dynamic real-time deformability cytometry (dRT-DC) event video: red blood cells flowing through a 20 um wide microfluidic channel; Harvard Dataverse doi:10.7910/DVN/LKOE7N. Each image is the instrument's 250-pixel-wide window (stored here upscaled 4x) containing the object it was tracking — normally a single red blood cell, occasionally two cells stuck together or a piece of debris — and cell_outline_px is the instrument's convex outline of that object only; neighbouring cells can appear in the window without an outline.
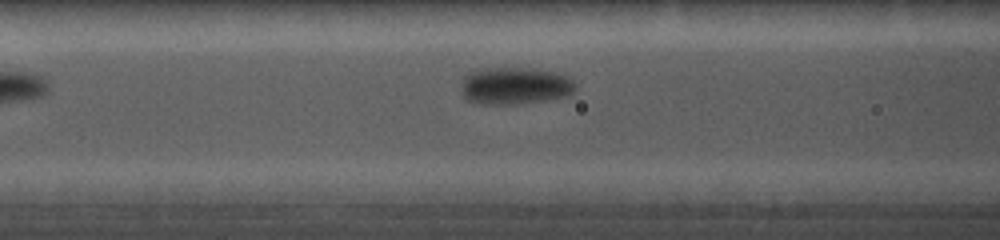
{"species": "common noctule bat (a hibernating species)", "species_latin": "Nyctalus noctula", "temperature_condition": "cold", "stored_images_in_passage": 16, "camera_frame_rate_fps": 5000, "um_per_image_px": 0.085, "animal": {"sex": "female", "body_mass_g": 19.0, "forearm_length_mm": 56.7}, "frame": {"image": 1, "passage_image": 3, "time_ms": 1.2, "image_size_px": [1000, 240], "cell_outline_px": [[576, 88], [572, 92], [564, 96], [540, 100], [508, 104], [488, 104], [468, 100], [464, 96], [464, 76], [468, 72], [480, 68], [504, 64], [536, 68], [564, 72], [576, 84]], "centroid_in_image_um": [43.81, 7.19], "position_along_channel_um": 122.8, "area_um2": 25.37}}
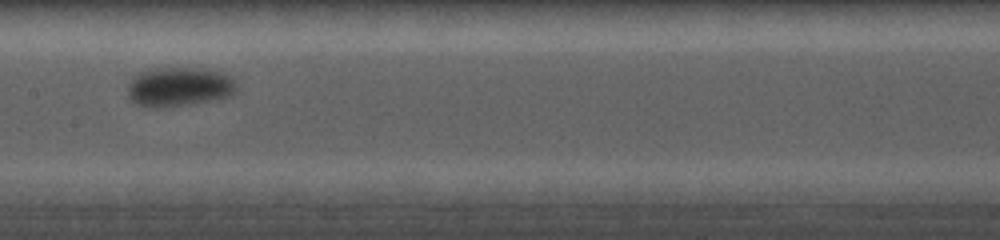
{"frame": {"image": 2, "passage_image": 7, "time_ms": 3.0, "image_size_px": [1000, 240], "cell_outline_px": [[236, 88], [232, 92], [224, 96], [208, 100], [180, 104], [140, 104], [132, 100], [128, 96], [128, 84], [140, 72], [160, 68], [208, 68], [220, 72], [228, 76], [236, 84]], "centroid_in_image_um": [15.23, 7.3], "position_along_channel_um": 192.2, "area_um2": 23.35}}